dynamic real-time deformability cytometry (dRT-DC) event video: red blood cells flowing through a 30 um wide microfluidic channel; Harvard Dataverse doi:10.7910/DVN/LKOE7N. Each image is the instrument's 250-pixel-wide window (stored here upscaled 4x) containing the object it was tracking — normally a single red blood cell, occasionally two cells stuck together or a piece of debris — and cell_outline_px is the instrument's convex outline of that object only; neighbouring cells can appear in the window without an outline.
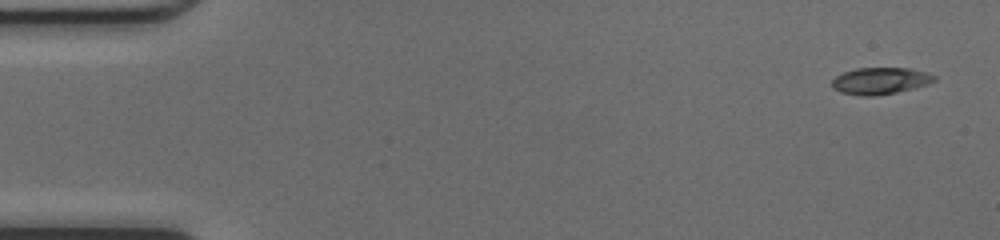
{"species": "common noctule bat (a hibernating species)", "species_latin": "Nyctalus noctula", "temperature_condition": "cold", "stored_images_in_passage": 47, "camera_frame_rate_fps": 3000, "um_per_image_px": 0.085, "animal": {"sex": "female", "body_mass_g": 17.0, "forearm_length_mm": 48.0}, "frame": {"image": 1, "passage_image": 1, "time_ms": 0.0, "image_size_px": [1000, 240], "cell_outline_px": [[936, 80], [928, 84], [896, 92], [876, 96], [860, 96], [840, 92], [832, 88], [832, 80], [836, 76], [844, 72], [856, 68], [908, 68], [924, 72], [936, 76]], "centroid_in_image_um": [74.79, 6.88], "position_along_channel_um": 10.2, "area_um2": 15.9}}
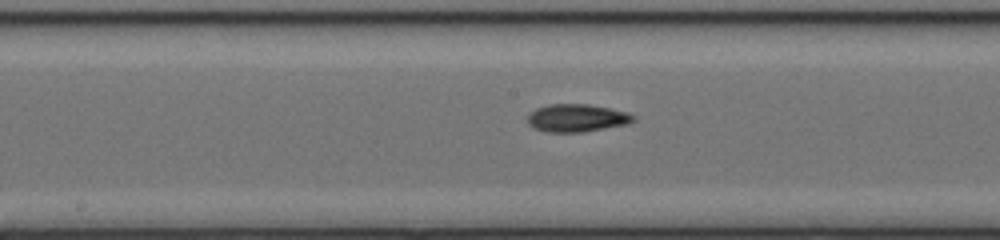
{"frame": {"image": 2, "passage_image": 24, "time_ms": 7.667, "image_size_px": [1000, 240], "cell_outline_px": [[636, 120], [628, 124], [580, 132], [548, 132], [532, 128], [528, 124], [528, 116], [536, 108], [548, 104], [588, 104], [628, 112], [636, 116]], "centroid_in_image_um": [49.04, 10.03], "position_along_channel_um": 199.2, "area_um2": 17.11}}
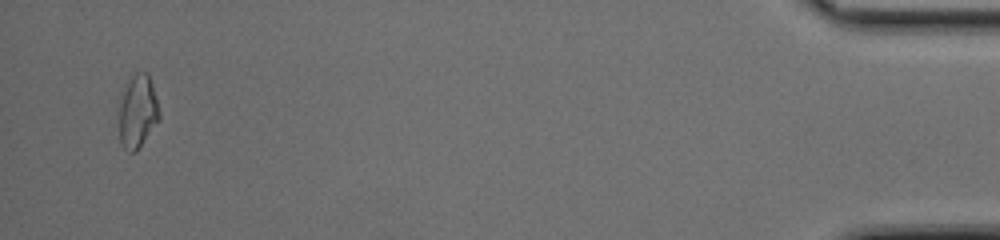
{"frame": {"image": 3, "passage_image": 46, "time_ms": 15.0, "image_size_px": [1000, 240], "cell_outline_px": [[160, 120], [136, 152], [128, 152], [124, 148], [120, 140], [120, 96], [128, 80], [136, 72], [148, 72], [152, 84], [160, 112]], "centroid_in_image_um": [11.71, 9.47], "position_along_channel_um": 423.5, "area_um2": 17.22}, "authors_computed_cell_mechanics": {"area_um2": 16.4152, "velocity_mm_per_s": 4.2632, "shape_relaxation_time_tau1_ms": 4.3214, "shape_relaxation_time_tau2_ms": 11.0302, "deformation_change_tau1": 0.1553, "deformation_change_tau2": 0.1842}}